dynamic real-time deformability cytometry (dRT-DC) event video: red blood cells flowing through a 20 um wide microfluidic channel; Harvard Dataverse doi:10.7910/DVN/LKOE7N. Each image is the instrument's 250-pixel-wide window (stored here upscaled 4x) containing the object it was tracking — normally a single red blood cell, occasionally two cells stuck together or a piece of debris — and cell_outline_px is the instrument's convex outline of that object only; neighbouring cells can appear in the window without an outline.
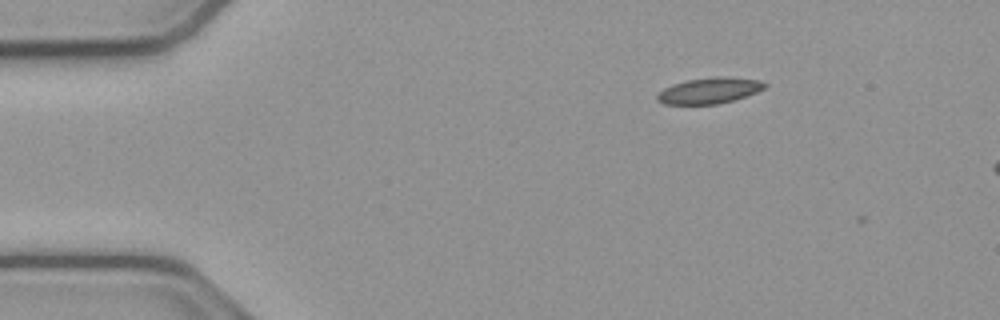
{"species": "common noctule bat (a hibernating species)", "species_latin": "Nyctalus noctula", "temperature_condition": "cold", "stored_images_in_passage": 3, "camera_frame_rate_fps": 3000, "um_per_image_px": 0.085, "animal": {"sex": "male", "body_mass_g": 23.1, "forearm_length_mm": 52.7}, "frame": {"image": 1, "passage_image": 2, "time_ms": 0.333, "image_size_px": [1000, 320], "cell_outline_px": [[768, 84], [764, 88], [756, 92], [732, 100], [716, 104], [664, 104], [656, 100], [656, 96], [664, 88], [672, 84], [688, 80], [716, 76], [728, 76], [760, 80]], "centroid_in_image_um": [60.29, 7.69], "position_along_channel_um": 24.7, "area_um2": 16.18}}